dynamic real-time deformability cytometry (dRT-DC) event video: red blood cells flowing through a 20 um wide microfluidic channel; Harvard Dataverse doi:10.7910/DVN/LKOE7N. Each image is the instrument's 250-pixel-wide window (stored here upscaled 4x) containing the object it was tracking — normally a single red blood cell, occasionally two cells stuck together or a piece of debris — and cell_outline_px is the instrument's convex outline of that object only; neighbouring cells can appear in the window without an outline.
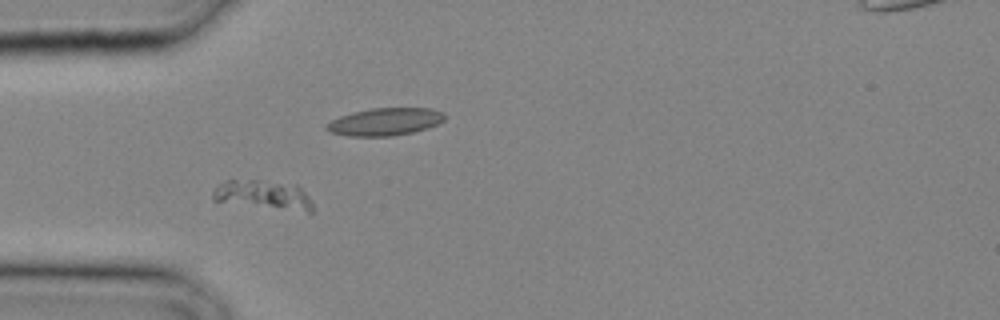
{"species": "common noctule bat (a hibernating species)", "species_latin": "Nyctalus noctula", "temperature_condition": "cold", "stored_images_in_passage": 29, "camera_frame_rate_fps": 3000, "um_per_image_px": 0.085, "animal": {"sex": "male", "body_mass_g": 20.4}, "frame": {"image": 1, "passage_image": 9, "time_ms": 2.667, "image_size_px": [1000, 320], "cell_outline_px": [[312, 212], [308, 212], [212, 200], [212, 192], [220, 184], [228, 180], [256, 180], [296, 184], [308, 196], [312, 204]], "centroid_in_image_um": [22.4, 16.55], "position_along_channel_um": 62.6, "area_um2": 16.36}}